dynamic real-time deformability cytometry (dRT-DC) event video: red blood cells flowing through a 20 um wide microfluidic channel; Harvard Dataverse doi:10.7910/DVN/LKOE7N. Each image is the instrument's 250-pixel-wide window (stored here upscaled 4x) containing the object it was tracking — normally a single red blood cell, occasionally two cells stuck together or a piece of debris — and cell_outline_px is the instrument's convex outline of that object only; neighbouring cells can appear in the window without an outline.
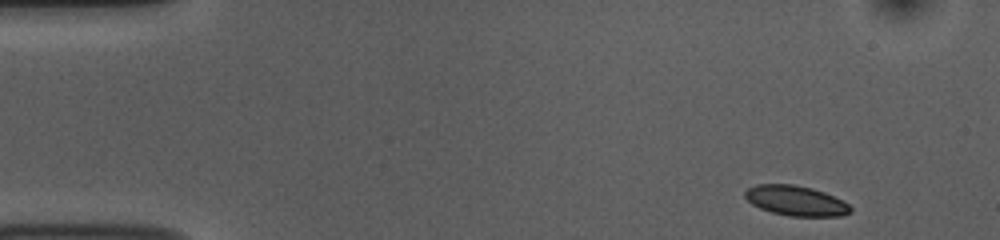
{"species": "common noctule bat (a hibernating species)", "species_latin": "Nyctalus noctula", "temperature_condition": "room temperature", "stored_images_in_passage": 47, "camera_frame_rate_fps": 3000, "um_per_image_px": 0.085, "animal": {"sex": "female", "body_mass_g": 10.0, "forearm_length_mm": 53.1}, "frame": {"image": 1, "passage_image": 1, "time_ms": 0.0, "image_size_px": [1000, 240], "cell_outline_px": [[852, 212], [840, 216], [788, 216], [772, 212], [760, 208], [752, 204], [744, 196], [744, 192], [748, 188], [756, 184], [792, 184], [812, 188], [824, 192], [848, 204], [852, 208]], "centroid_in_image_um": [67.63, 17.06], "position_along_channel_um": 17.4, "area_um2": 18.38}}
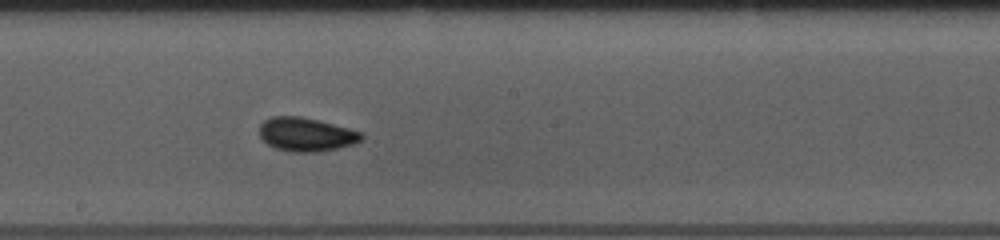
{"frame": {"image": 2, "passage_image": 25, "time_ms": 8.0, "image_size_px": [1000, 240], "cell_outline_px": [[364, 136], [360, 140], [352, 144], [336, 148], [316, 152], [292, 152], [276, 148], [268, 144], [260, 136], [260, 124], [264, 120], [272, 116], [300, 116], [364, 132]], "centroid_in_image_um": [26.01, 11.42], "position_along_channel_um": 222.2, "area_um2": 19.83}}
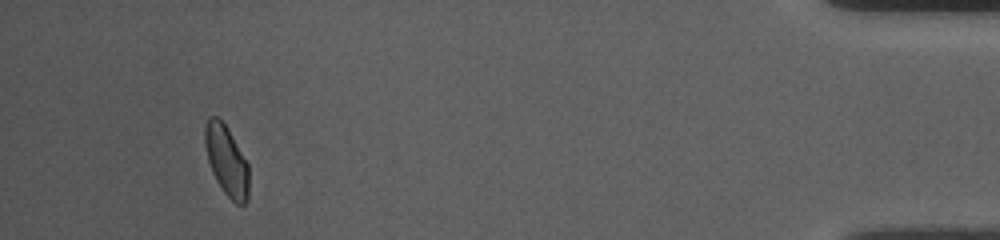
{"frame": {"image": 3, "passage_image": 46, "time_ms": 15.0, "image_size_px": [1000, 240], "cell_outline_px": [[248, 200], [244, 204], [236, 204], [224, 192], [216, 180], [212, 172], [208, 160], [204, 144], [204, 128], [208, 120], [212, 116], [216, 116], [228, 128], [248, 164]], "centroid_in_image_um": [19.25, 13.66], "position_along_channel_um": 416.0, "area_um2": 17.8}}